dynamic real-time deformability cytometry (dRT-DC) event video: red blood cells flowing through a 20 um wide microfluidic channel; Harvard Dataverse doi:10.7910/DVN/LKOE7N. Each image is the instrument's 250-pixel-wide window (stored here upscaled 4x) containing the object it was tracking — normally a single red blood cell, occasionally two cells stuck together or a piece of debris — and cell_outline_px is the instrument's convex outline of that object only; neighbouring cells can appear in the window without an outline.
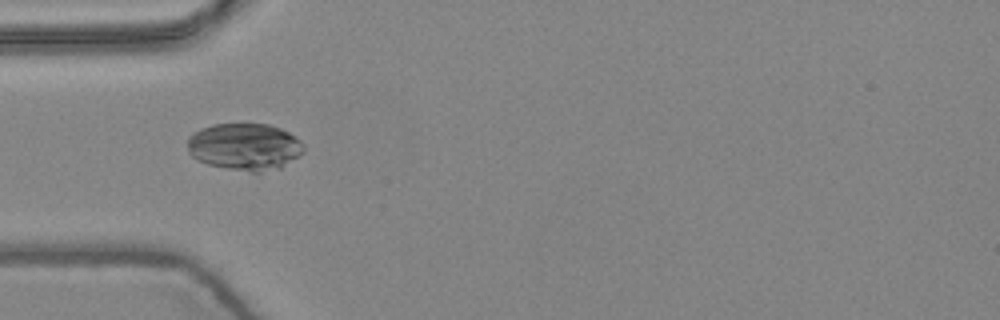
{"species": "common noctule bat (a hibernating species)", "species_latin": "Nyctalus noctula", "temperature_condition": "warm", "stored_images_in_passage": 8, "camera_frame_rate_fps": 3000, "um_per_image_px": 0.085, "animal": {"sex": "female", "body_mass_g": 24.6, "forearm_length_mm": 56.2}, "frame": {"image": 1, "passage_image": 5, "time_ms": 1.333, "image_size_px": [1000, 320], "cell_outline_px": [[304, 152], [300, 156], [280, 168], [260, 172], [252, 172], [228, 168], [208, 164], [192, 156], [188, 152], [188, 136], [200, 128], [212, 124], [268, 124], [280, 128], [296, 136], [304, 144]], "centroid_in_image_um": [20.82, 12.46], "position_along_channel_um": 64.2, "area_um2": 31.96}}
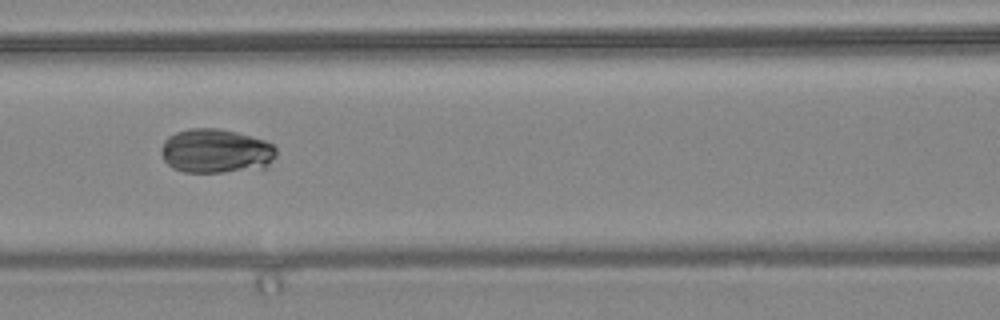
{"frame": {"image": 2, "passage_image": 7, "time_ms": 2.0, "image_size_px": [1000, 320], "cell_outline_px": [[276, 156], [268, 168], [224, 172], [184, 172], [172, 168], [164, 160], [160, 152], [164, 140], [168, 136], [176, 132], [188, 128], [216, 128], [236, 132], [264, 140], [272, 144], [276, 148]], "centroid_in_image_um": [18.36, 12.85], "position_along_channel_um": 148.2, "area_um2": 30.0}}
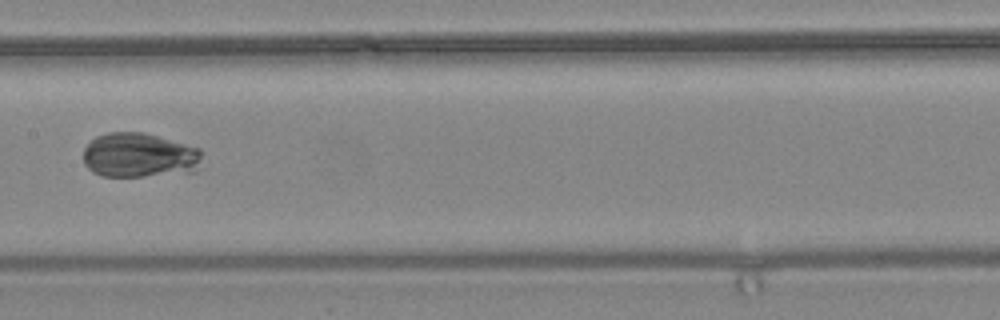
{"frame": {"image": 3, "passage_image": 8, "time_ms": 2.333, "image_size_px": [1000, 320], "cell_outline_px": [[200, 156], [196, 172], [144, 176], [100, 176], [92, 172], [84, 164], [84, 148], [96, 136], [108, 132], [144, 132], [200, 148]], "centroid_in_image_um": [11.82, 13.2], "position_along_channel_um": 195.6, "area_um2": 30.92}}